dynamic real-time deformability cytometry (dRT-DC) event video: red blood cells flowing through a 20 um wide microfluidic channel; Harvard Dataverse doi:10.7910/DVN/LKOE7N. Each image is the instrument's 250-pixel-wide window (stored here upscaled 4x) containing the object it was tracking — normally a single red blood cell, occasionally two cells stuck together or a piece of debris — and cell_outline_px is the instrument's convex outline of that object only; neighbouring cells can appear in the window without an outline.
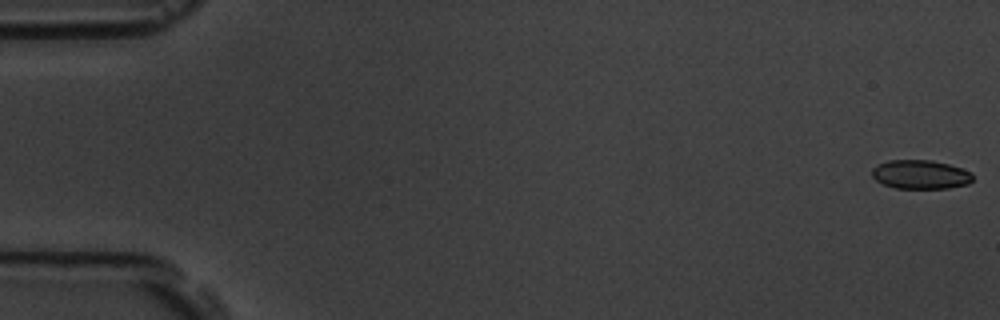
{"species": "common noctule bat (a hibernating species)", "species_latin": "Nyctalus noctula", "temperature_condition": "room temperature", "stored_images_in_passage": 8, "camera_frame_rate_fps": 3000, "um_per_image_px": 0.085, "animal": {"sex": "male", "body_mass_g": 19.5, "forearm_length_mm": 54.6}, "frame": {"image": 1, "passage_image": 1, "time_ms": 0.0, "image_size_px": [1000, 320], "cell_outline_px": [[972, 180], [968, 184], [948, 188], [896, 188], [884, 184], [876, 180], [872, 176], [872, 168], [876, 164], [888, 160], [932, 160], [948, 164], [972, 172]], "centroid_in_image_um": [78.22, 14.82], "position_along_channel_um": 6.8, "area_um2": 16.99}}
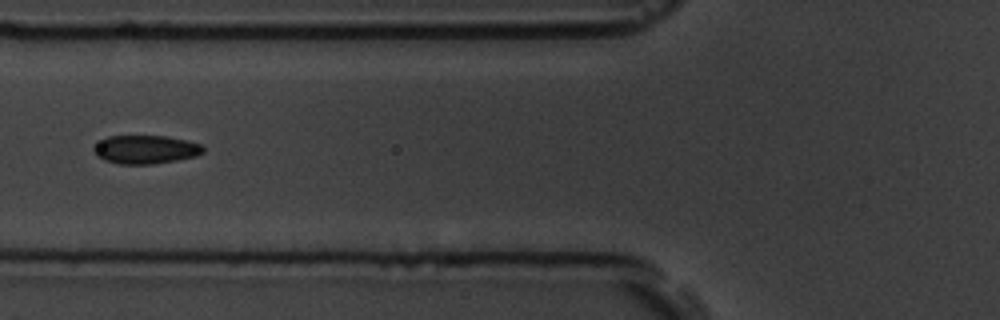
{"frame": {"image": 2, "passage_image": 7, "time_ms": 7.0, "image_size_px": [1000, 320], "cell_outline_px": [[204, 152], [196, 156], [176, 160], [152, 164], [120, 164], [104, 160], [96, 156], [92, 152], [92, 148], [100, 140], [108, 136], [168, 136], [188, 140], [204, 144]], "centroid_in_image_um": [12.38, 12.7], "position_along_channel_um": 113.4, "area_um2": 18.44}}
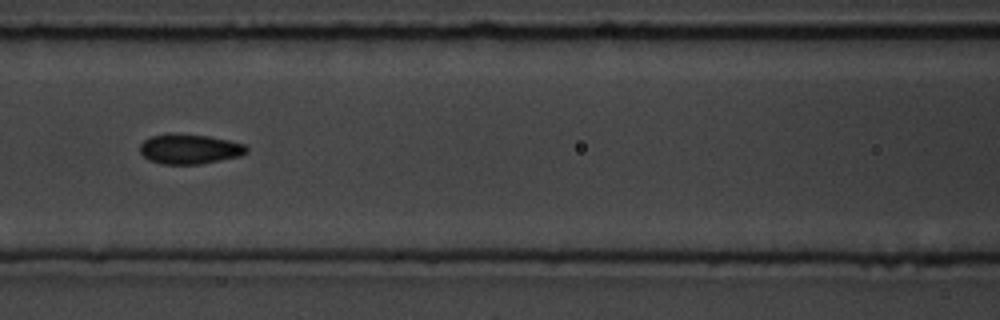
{"frame": {"image": 3, "passage_image": 8, "time_ms": 8.0, "image_size_px": [1000, 320], "cell_outline_px": [[248, 152], [240, 156], [200, 164], [164, 164], [148, 160], [140, 152], [140, 144], [144, 140], [152, 136], [168, 132], [176, 132], [208, 136], [228, 140], [244, 144], [248, 148]], "centroid_in_image_um": [16.09, 12.65], "position_along_channel_um": 150.5, "area_um2": 18.79}}